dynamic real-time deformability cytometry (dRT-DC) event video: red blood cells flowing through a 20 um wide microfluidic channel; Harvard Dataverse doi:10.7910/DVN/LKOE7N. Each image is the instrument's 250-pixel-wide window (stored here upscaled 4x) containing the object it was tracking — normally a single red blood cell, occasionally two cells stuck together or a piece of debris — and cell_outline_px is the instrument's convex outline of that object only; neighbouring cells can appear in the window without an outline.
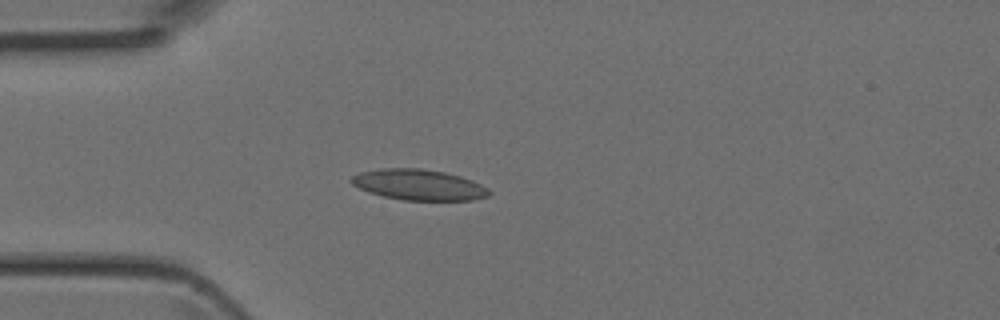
{"species": "Egyptian fruit bat (a non-hibernating species)", "species_latin": "Rousettus aegyptiacus", "temperature_condition": "room temperature", "stored_images_in_passage": 4, "camera_frame_rate_fps": 3000, "um_per_image_px": 0.085, "animal": {"sex": "female"}, "frame": {"image": 1, "passage_image": 4, "time_ms": 1.0, "image_size_px": [1000, 320], "cell_outline_px": [[492, 192], [488, 196], [472, 200], [404, 200], [384, 196], [368, 192], [352, 184], [348, 180], [352, 176], [360, 172], [380, 168], [420, 168], [444, 172], [460, 176], [472, 180], [488, 188]], "centroid_in_image_um": [35.58, 15.7], "position_along_channel_um": 49.4, "area_um2": 24.68}}